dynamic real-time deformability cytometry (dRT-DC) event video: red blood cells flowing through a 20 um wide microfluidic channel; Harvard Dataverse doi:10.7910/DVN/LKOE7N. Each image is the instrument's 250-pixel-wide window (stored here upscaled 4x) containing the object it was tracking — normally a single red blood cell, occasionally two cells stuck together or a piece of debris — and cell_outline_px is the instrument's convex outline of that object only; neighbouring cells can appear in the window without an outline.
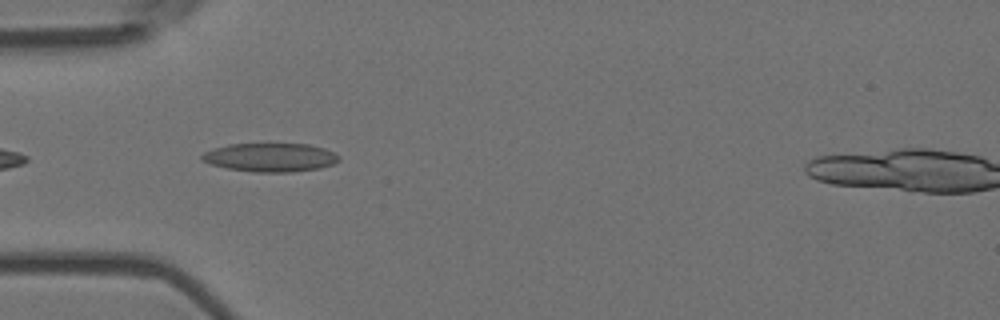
{"species": "Egyptian fruit bat (a non-hibernating species)", "species_latin": "Rousettus aegyptiacus", "temperature_condition": "room temperature", "stored_images_in_passage": 6, "camera_frame_rate_fps": 3000, "um_per_image_px": 0.085, "animal": {"sex": "female"}, "frame": {"image": 1, "passage_image": 5, "time_ms": 1.333, "image_size_px": [1000, 320], "cell_outline_px": [[340, 160], [332, 164], [320, 168], [292, 172], [252, 172], [224, 168], [200, 160], [200, 156], [204, 152], [212, 148], [228, 144], [308, 144], [324, 148], [340, 156]], "centroid_in_image_um": [22.94, 13.38], "position_along_channel_um": 62.1, "area_um2": 23.0}}
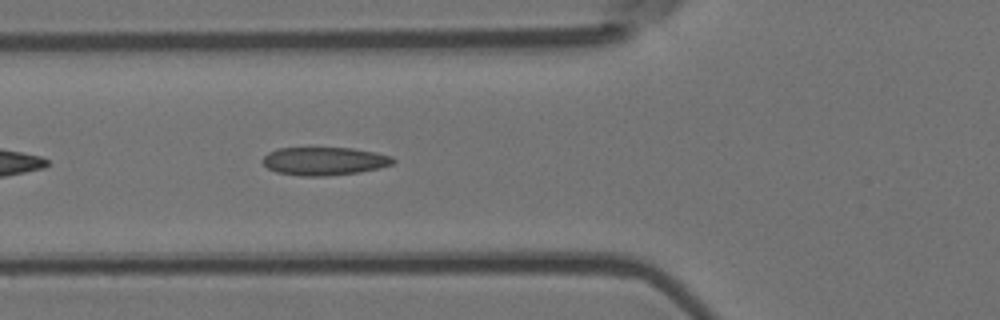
{"frame": {"image": 2, "passage_image": 6, "time_ms": 1.667, "image_size_px": [1000, 320], "cell_outline_px": [[396, 160], [392, 164], [380, 168], [360, 172], [324, 176], [300, 176], [276, 172], [268, 168], [260, 160], [268, 152], [280, 148], [352, 148], [376, 152], [392, 156]], "centroid_in_image_um": [27.57, 13.7], "position_along_channel_um": 98.2, "area_um2": 21.5}}